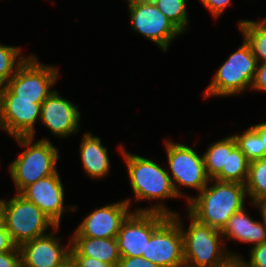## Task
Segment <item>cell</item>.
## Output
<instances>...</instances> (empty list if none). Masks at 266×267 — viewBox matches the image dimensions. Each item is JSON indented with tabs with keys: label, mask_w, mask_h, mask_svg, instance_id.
<instances>
[{
	"label": "cell",
	"mask_w": 266,
	"mask_h": 267,
	"mask_svg": "<svg viewBox=\"0 0 266 267\" xmlns=\"http://www.w3.org/2000/svg\"><path fill=\"white\" fill-rule=\"evenodd\" d=\"M118 148L128 169L134 201H158L157 204L150 205V207H138L132 211H151L168 216L175 215L177 211L170 210L171 208L162 202L165 199L179 198L166 168H162L155 160L129 153L122 144Z\"/></svg>",
	"instance_id": "obj_1"
},
{
	"label": "cell",
	"mask_w": 266,
	"mask_h": 267,
	"mask_svg": "<svg viewBox=\"0 0 266 267\" xmlns=\"http://www.w3.org/2000/svg\"><path fill=\"white\" fill-rule=\"evenodd\" d=\"M187 213L190 224L186 230L180 214L172 216L181 228L185 267H233L241 256L224 247L221 230L201 223Z\"/></svg>",
	"instance_id": "obj_2"
},
{
	"label": "cell",
	"mask_w": 266,
	"mask_h": 267,
	"mask_svg": "<svg viewBox=\"0 0 266 267\" xmlns=\"http://www.w3.org/2000/svg\"><path fill=\"white\" fill-rule=\"evenodd\" d=\"M197 195L187 203V211L199 222L218 230H222L232 215L245 207L246 198H249L245 184L215 179H209Z\"/></svg>",
	"instance_id": "obj_3"
},
{
	"label": "cell",
	"mask_w": 266,
	"mask_h": 267,
	"mask_svg": "<svg viewBox=\"0 0 266 267\" xmlns=\"http://www.w3.org/2000/svg\"><path fill=\"white\" fill-rule=\"evenodd\" d=\"M18 145L25 148L9 164V173L16 188L21 193L27 186L41 178L55 174L60 159L59 148L50 139L42 138L34 142V137H15Z\"/></svg>",
	"instance_id": "obj_4"
},
{
	"label": "cell",
	"mask_w": 266,
	"mask_h": 267,
	"mask_svg": "<svg viewBox=\"0 0 266 267\" xmlns=\"http://www.w3.org/2000/svg\"><path fill=\"white\" fill-rule=\"evenodd\" d=\"M257 60L252 48L243 37L242 44L217 69L214 78L204 91V98L229 97L251 89Z\"/></svg>",
	"instance_id": "obj_5"
},
{
	"label": "cell",
	"mask_w": 266,
	"mask_h": 267,
	"mask_svg": "<svg viewBox=\"0 0 266 267\" xmlns=\"http://www.w3.org/2000/svg\"><path fill=\"white\" fill-rule=\"evenodd\" d=\"M164 144L168 159L169 170L167 171L175 192L179 198L186 197L188 203L193 196H186L180 188H191L199 193L209 182L203 155L200 156L194 148L188 145L175 143L170 139H165Z\"/></svg>",
	"instance_id": "obj_6"
},
{
	"label": "cell",
	"mask_w": 266,
	"mask_h": 267,
	"mask_svg": "<svg viewBox=\"0 0 266 267\" xmlns=\"http://www.w3.org/2000/svg\"><path fill=\"white\" fill-rule=\"evenodd\" d=\"M57 225L33 202L20 193L6 200L5 228L13 242L21 244L47 234Z\"/></svg>",
	"instance_id": "obj_7"
},
{
	"label": "cell",
	"mask_w": 266,
	"mask_h": 267,
	"mask_svg": "<svg viewBox=\"0 0 266 267\" xmlns=\"http://www.w3.org/2000/svg\"><path fill=\"white\" fill-rule=\"evenodd\" d=\"M39 61L34 53L29 54L28 59L5 84L16 95V99L45 100L54 91L52 88L59 80V68Z\"/></svg>",
	"instance_id": "obj_8"
},
{
	"label": "cell",
	"mask_w": 266,
	"mask_h": 267,
	"mask_svg": "<svg viewBox=\"0 0 266 267\" xmlns=\"http://www.w3.org/2000/svg\"><path fill=\"white\" fill-rule=\"evenodd\" d=\"M127 6L132 30L155 43L163 52L182 34L152 1H131Z\"/></svg>",
	"instance_id": "obj_9"
},
{
	"label": "cell",
	"mask_w": 266,
	"mask_h": 267,
	"mask_svg": "<svg viewBox=\"0 0 266 267\" xmlns=\"http://www.w3.org/2000/svg\"><path fill=\"white\" fill-rule=\"evenodd\" d=\"M44 100L16 99L5 85L0 86V129L11 137H34Z\"/></svg>",
	"instance_id": "obj_10"
},
{
	"label": "cell",
	"mask_w": 266,
	"mask_h": 267,
	"mask_svg": "<svg viewBox=\"0 0 266 267\" xmlns=\"http://www.w3.org/2000/svg\"><path fill=\"white\" fill-rule=\"evenodd\" d=\"M168 217L159 212L131 211L115 237L121 257H142L152 233Z\"/></svg>",
	"instance_id": "obj_11"
},
{
	"label": "cell",
	"mask_w": 266,
	"mask_h": 267,
	"mask_svg": "<svg viewBox=\"0 0 266 267\" xmlns=\"http://www.w3.org/2000/svg\"><path fill=\"white\" fill-rule=\"evenodd\" d=\"M142 257L160 267H185L181 228L172 216L152 233Z\"/></svg>",
	"instance_id": "obj_12"
},
{
	"label": "cell",
	"mask_w": 266,
	"mask_h": 267,
	"mask_svg": "<svg viewBox=\"0 0 266 267\" xmlns=\"http://www.w3.org/2000/svg\"><path fill=\"white\" fill-rule=\"evenodd\" d=\"M131 199L94 209L81 221L71 237L115 238L121 224L131 213Z\"/></svg>",
	"instance_id": "obj_13"
},
{
	"label": "cell",
	"mask_w": 266,
	"mask_h": 267,
	"mask_svg": "<svg viewBox=\"0 0 266 267\" xmlns=\"http://www.w3.org/2000/svg\"><path fill=\"white\" fill-rule=\"evenodd\" d=\"M56 226L47 234L36 237L19 246L21 267H59L70 259L71 237L65 247L55 232Z\"/></svg>",
	"instance_id": "obj_14"
},
{
	"label": "cell",
	"mask_w": 266,
	"mask_h": 267,
	"mask_svg": "<svg viewBox=\"0 0 266 267\" xmlns=\"http://www.w3.org/2000/svg\"><path fill=\"white\" fill-rule=\"evenodd\" d=\"M80 113L78 105L54 90L41 104L39 121L52 135L63 139L79 132Z\"/></svg>",
	"instance_id": "obj_15"
},
{
	"label": "cell",
	"mask_w": 266,
	"mask_h": 267,
	"mask_svg": "<svg viewBox=\"0 0 266 267\" xmlns=\"http://www.w3.org/2000/svg\"><path fill=\"white\" fill-rule=\"evenodd\" d=\"M20 194L37 205L57 226L64 213L77 210L75 205L69 208L64 205V186L58 171L27 186Z\"/></svg>",
	"instance_id": "obj_16"
},
{
	"label": "cell",
	"mask_w": 266,
	"mask_h": 267,
	"mask_svg": "<svg viewBox=\"0 0 266 267\" xmlns=\"http://www.w3.org/2000/svg\"><path fill=\"white\" fill-rule=\"evenodd\" d=\"M83 171L91 179L105 178L110 172L108 148L102 145L101 138L85 132L79 146Z\"/></svg>",
	"instance_id": "obj_17"
},
{
	"label": "cell",
	"mask_w": 266,
	"mask_h": 267,
	"mask_svg": "<svg viewBox=\"0 0 266 267\" xmlns=\"http://www.w3.org/2000/svg\"><path fill=\"white\" fill-rule=\"evenodd\" d=\"M261 221L253 220L244 207L234 213L221 230L223 240H238L249 243L252 247L259 245L266 241V227L263 220Z\"/></svg>",
	"instance_id": "obj_18"
},
{
	"label": "cell",
	"mask_w": 266,
	"mask_h": 267,
	"mask_svg": "<svg viewBox=\"0 0 266 267\" xmlns=\"http://www.w3.org/2000/svg\"><path fill=\"white\" fill-rule=\"evenodd\" d=\"M71 246L81 255L118 266L121 255L115 238L71 237Z\"/></svg>",
	"instance_id": "obj_19"
},
{
	"label": "cell",
	"mask_w": 266,
	"mask_h": 267,
	"mask_svg": "<svg viewBox=\"0 0 266 267\" xmlns=\"http://www.w3.org/2000/svg\"><path fill=\"white\" fill-rule=\"evenodd\" d=\"M237 146L233 135L215 141L203 153L205 171L209 179H214L222 169H226L227 151Z\"/></svg>",
	"instance_id": "obj_20"
},
{
	"label": "cell",
	"mask_w": 266,
	"mask_h": 267,
	"mask_svg": "<svg viewBox=\"0 0 266 267\" xmlns=\"http://www.w3.org/2000/svg\"><path fill=\"white\" fill-rule=\"evenodd\" d=\"M238 26L242 37L251 46L257 63L266 61V18L258 21L240 20Z\"/></svg>",
	"instance_id": "obj_21"
},
{
	"label": "cell",
	"mask_w": 266,
	"mask_h": 267,
	"mask_svg": "<svg viewBox=\"0 0 266 267\" xmlns=\"http://www.w3.org/2000/svg\"><path fill=\"white\" fill-rule=\"evenodd\" d=\"M250 203L266 202V158L249 163L248 177L245 182Z\"/></svg>",
	"instance_id": "obj_22"
},
{
	"label": "cell",
	"mask_w": 266,
	"mask_h": 267,
	"mask_svg": "<svg viewBox=\"0 0 266 267\" xmlns=\"http://www.w3.org/2000/svg\"><path fill=\"white\" fill-rule=\"evenodd\" d=\"M249 163L246 156L236 146L232 151H227L226 169H222L214 179L245 184L248 177Z\"/></svg>",
	"instance_id": "obj_23"
},
{
	"label": "cell",
	"mask_w": 266,
	"mask_h": 267,
	"mask_svg": "<svg viewBox=\"0 0 266 267\" xmlns=\"http://www.w3.org/2000/svg\"><path fill=\"white\" fill-rule=\"evenodd\" d=\"M23 48L0 43V86L5 85L29 56L20 53Z\"/></svg>",
	"instance_id": "obj_24"
},
{
	"label": "cell",
	"mask_w": 266,
	"mask_h": 267,
	"mask_svg": "<svg viewBox=\"0 0 266 267\" xmlns=\"http://www.w3.org/2000/svg\"><path fill=\"white\" fill-rule=\"evenodd\" d=\"M233 137L236 140L237 147L249 162L266 158V146L251 126L240 134H233Z\"/></svg>",
	"instance_id": "obj_25"
},
{
	"label": "cell",
	"mask_w": 266,
	"mask_h": 267,
	"mask_svg": "<svg viewBox=\"0 0 266 267\" xmlns=\"http://www.w3.org/2000/svg\"><path fill=\"white\" fill-rule=\"evenodd\" d=\"M155 6L182 32L187 31V0H154Z\"/></svg>",
	"instance_id": "obj_26"
},
{
	"label": "cell",
	"mask_w": 266,
	"mask_h": 267,
	"mask_svg": "<svg viewBox=\"0 0 266 267\" xmlns=\"http://www.w3.org/2000/svg\"><path fill=\"white\" fill-rule=\"evenodd\" d=\"M249 260L240 257L235 265L238 267H266V241L249 249Z\"/></svg>",
	"instance_id": "obj_27"
},
{
	"label": "cell",
	"mask_w": 266,
	"mask_h": 267,
	"mask_svg": "<svg viewBox=\"0 0 266 267\" xmlns=\"http://www.w3.org/2000/svg\"><path fill=\"white\" fill-rule=\"evenodd\" d=\"M70 258L76 267H117L114 264L102 262L96 258L81 256L72 246L70 250Z\"/></svg>",
	"instance_id": "obj_28"
},
{
	"label": "cell",
	"mask_w": 266,
	"mask_h": 267,
	"mask_svg": "<svg viewBox=\"0 0 266 267\" xmlns=\"http://www.w3.org/2000/svg\"><path fill=\"white\" fill-rule=\"evenodd\" d=\"M204 7L214 18L222 16L226 9L233 3L232 0H200Z\"/></svg>",
	"instance_id": "obj_29"
},
{
	"label": "cell",
	"mask_w": 266,
	"mask_h": 267,
	"mask_svg": "<svg viewBox=\"0 0 266 267\" xmlns=\"http://www.w3.org/2000/svg\"><path fill=\"white\" fill-rule=\"evenodd\" d=\"M251 90L266 93V61L257 63L256 74Z\"/></svg>",
	"instance_id": "obj_30"
},
{
	"label": "cell",
	"mask_w": 266,
	"mask_h": 267,
	"mask_svg": "<svg viewBox=\"0 0 266 267\" xmlns=\"http://www.w3.org/2000/svg\"><path fill=\"white\" fill-rule=\"evenodd\" d=\"M0 267H21L20 251L0 252Z\"/></svg>",
	"instance_id": "obj_31"
},
{
	"label": "cell",
	"mask_w": 266,
	"mask_h": 267,
	"mask_svg": "<svg viewBox=\"0 0 266 267\" xmlns=\"http://www.w3.org/2000/svg\"><path fill=\"white\" fill-rule=\"evenodd\" d=\"M117 267H160L143 257H121Z\"/></svg>",
	"instance_id": "obj_32"
},
{
	"label": "cell",
	"mask_w": 266,
	"mask_h": 267,
	"mask_svg": "<svg viewBox=\"0 0 266 267\" xmlns=\"http://www.w3.org/2000/svg\"><path fill=\"white\" fill-rule=\"evenodd\" d=\"M20 251L6 228L0 229V252Z\"/></svg>",
	"instance_id": "obj_33"
},
{
	"label": "cell",
	"mask_w": 266,
	"mask_h": 267,
	"mask_svg": "<svg viewBox=\"0 0 266 267\" xmlns=\"http://www.w3.org/2000/svg\"><path fill=\"white\" fill-rule=\"evenodd\" d=\"M260 136L263 144L266 146V121L251 126Z\"/></svg>",
	"instance_id": "obj_34"
},
{
	"label": "cell",
	"mask_w": 266,
	"mask_h": 267,
	"mask_svg": "<svg viewBox=\"0 0 266 267\" xmlns=\"http://www.w3.org/2000/svg\"><path fill=\"white\" fill-rule=\"evenodd\" d=\"M6 199H0V229L5 228Z\"/></svg>",
	"instance_id": "obj_35"
},
{
	"label": "cell",
	"mask_w": 266,
	"mask_h": 267,
	"mask_svg": "<svg viewBox=\"0 0 266 267\" xmlns=\"http://www.w3.org/2000/svg\"><path fill=\"white\" fill-rule=\"evenodd\" d=\"M251 205L255 206L256 208L259 209V213L261 214V219L263 220L265 227H266V202L260 203V204H255L251 203Z\"/></svg>",
	"instance_id": "obj_36"
},
{
	"label": "cell",
	"mask_w": 266,
	"mask_h": 267,
	"mask_svg": "<svg viewBox=\"0 0 266 267\" xmlns=\"http://www.w3.org/2000/svg\"><path fill=\"white\" fill-rule=\"evenodd\" d=\"M59 267H76V265H75V263L70 258L63 265H61Z\"/></svg>",
	"instance_id": "obj_37"
},
{
	"label": "cell",
	"mask_w": 266,
	"mask_h": 267,
	"mask_svg": "<svg viewBox=\"0 0 266 267\" xmlns=\"http://www.w3.org/2000/svg\"><path fill=\"white\" fill-rule=\"evenodd\" d=\"M131 1H138V0H126V3H127V2H131Z\"/></svg>",
	"instance_id": "obj_38"
},
{
	"label": "cell",
	"mask_w": 266,
	"mask_h": 267,
	"mask_svg": "<svg viewBox=\"0 0 266 267\" xmlns=\"http://www.w3.org/2000/svg\"><path fill=\"white\" fill-rule=\"evenodd\" d=\"M138 1H152L153 2L154 0H138Z\"/></svg>",
	"instance_id": "obj_39"
}]
</instances>
